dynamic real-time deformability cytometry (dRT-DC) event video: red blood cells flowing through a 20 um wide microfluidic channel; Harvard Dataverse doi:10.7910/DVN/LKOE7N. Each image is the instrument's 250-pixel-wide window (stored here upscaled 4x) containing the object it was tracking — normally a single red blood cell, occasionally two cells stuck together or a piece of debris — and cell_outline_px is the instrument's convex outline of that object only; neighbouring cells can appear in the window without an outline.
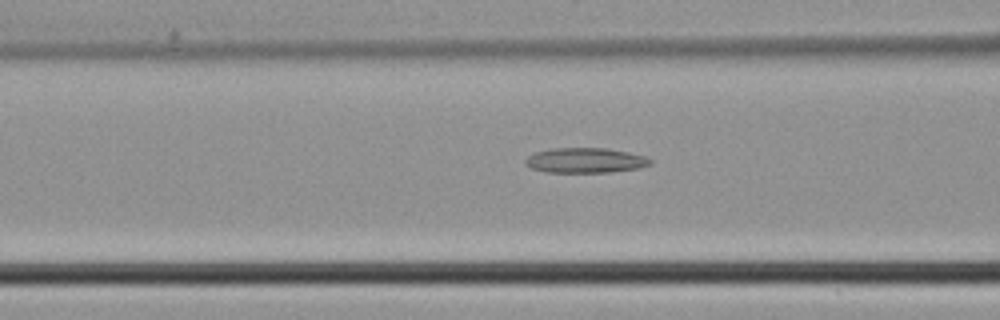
{"species": "common noctule bat (a hibernating species)", "species_latin": "Nyctalus noctula", "temperature_condition": "cold", "stored_images_in_passage": 22, "camera_frame_rate_fps": 3000, "um_per_image_px": 0.085, "animal": {"sex": "male", "body_mass_g": 21.5, "forearm_length_mm": 52.0}, "frame": {"image": 1, "passage_image": 4, "time_ms": 1.0, "image_size_px": [1000, 320], "cell_outline_px": [[652, 164], [636, 168], [612, 172], [544, 172], [532, 168], [524, 164], [524, 160], [528, 156], [536, 152], [556, 148], [604, 148], [628, 152], [644, 156], [652, 160]], "centroid_in_image_um": [49.73, 13.63], "position_along_channel_um": 116.9, "area_um2": 18.09}}
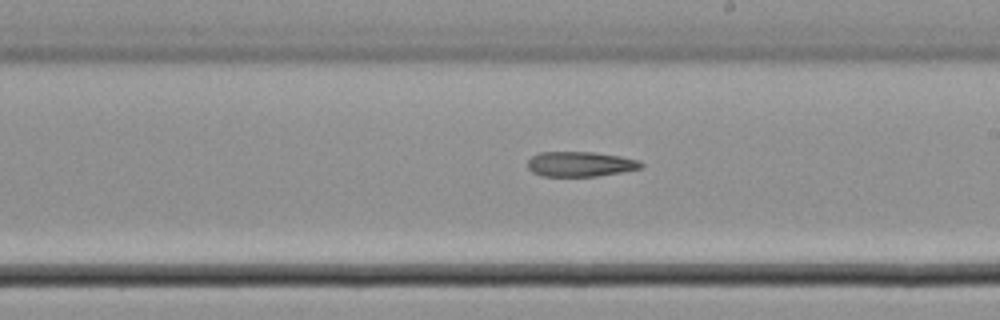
{"frame": {"image": 2, "passage_image": 12, "time_ms": 3.667, "image_size_px": [1000, 320], "cell_outline_px": [[644, 164], [640, 168], [620, 172], [596, 176], [540, 176], [532, 172], [528, 168], [528, 160], [532, 156], [540, 152], [592, 152], [620, 156], [640, 160]], "centroid_in_image_um": [49.3, 13.94], "position_along_channel_um": 239.7, "area_um2": 16.47}}
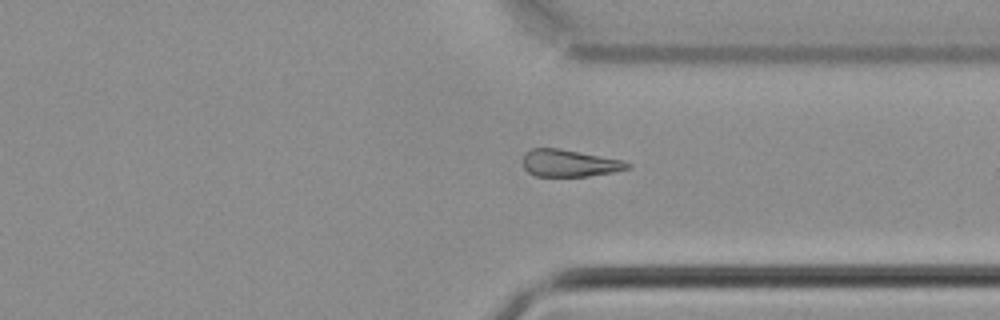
{"frame": {"image": 3, "passage_image": 20, "time_ms": 6.333, "image_size_px": [1000, 320], "cell_outline_px": [[632, 164], [628, 168], [612, 172], [588, 176], [536, 176], [528, 172], [524, 168], [524, 152], [532, 148], [556, 148], [620, 160]], "centroid_in_image_um": [48.34, 13.87], "position_along_channel_um": 363.1, "area_um2": 16.13}}